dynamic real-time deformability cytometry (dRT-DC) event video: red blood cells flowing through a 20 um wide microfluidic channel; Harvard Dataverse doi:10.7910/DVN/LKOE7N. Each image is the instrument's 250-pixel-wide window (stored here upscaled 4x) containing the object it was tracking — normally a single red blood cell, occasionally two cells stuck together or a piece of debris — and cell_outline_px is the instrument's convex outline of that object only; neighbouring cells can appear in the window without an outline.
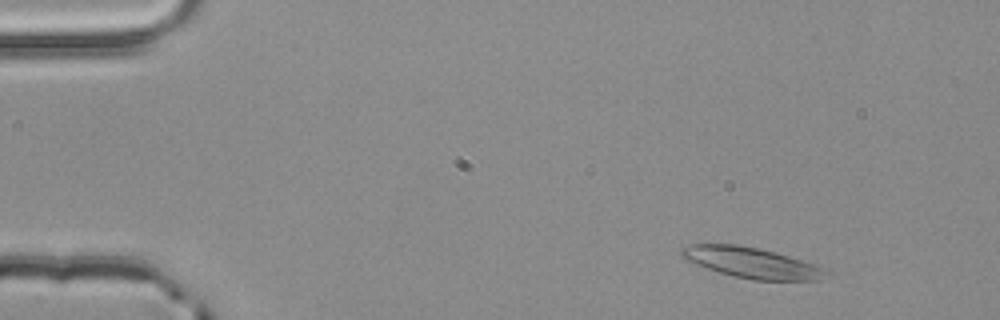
{"species": "common noctule bat (a hibernating species)", "species_latin": "Nyctalus noctula", "temperature_condition": "room temperature", "stored_images_in_passage": 52, "camera_frame_rate_fps": 3000, "um_per_image_px": 0.085, "animal": {"sex": "male", "body_mass_g": 20.4}, "frame": {"image": 1, "passage_image": 5, "time_ms": 1.333, "image_size_px": [1000, 320], "cell_outline_px": [[828, 276], [820, 280], [752, 280], [720, 272], [684, 260], [680, 256], [680, 248], [688, 244], [736, 244], [760, 248], [776, 252], [828, 268]], "centroid_in_image_um": [63.9, 22.32], "position_along_channel_um": 21.1, "area_um2": 26.01}}
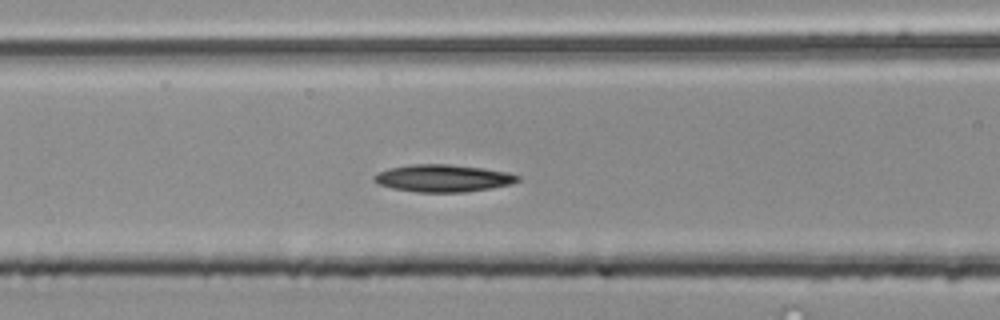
{"frame": {"image": 2, "passage_image": 21, "time_ms": 6.667, "image_size_px": [1000, 320], "cell_outline_px": [[520, 180], [512, 184], [492, 188], [464, 192], [416, 192], [392, 188], [380, 184], [372, 180], [372, 176], [376, 172], [388, 168], [408, 164], [448, 164], [484, 168], [508, 172], [520, 176]], "centroid_in_image_um": [37.64, 15.14], "position_along_channel_um": 129.0, "area_um2": 23.12}}
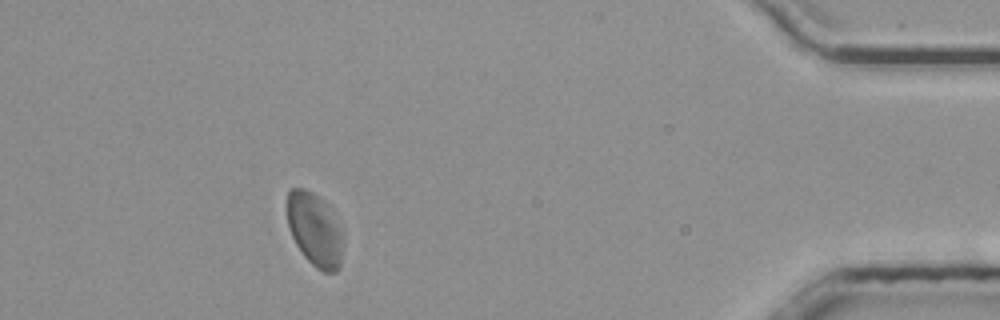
{"frame": {"image": 3, "passage_image": 47, "time_ms": 15.333, "image_size_px": [1000, 320], "cell_outline_px": [[340, 268], [336, 272], [324, 272], [316, 268], [304, 256], [296, 244], [288, 228], [288, 192], [292, 188], [304, 188], [312, 192], [324, 200], [332, 208], [340, 228]], "centroid_in_image_um": [26.74, 19.49], "position_along_channel_um": 408.5, "area_um2": 23.64}, "authors_computed_cell_mechanics": {"area_um2": 23.6402, "velocity_mm_per_s": 3.8875, "shape_relaxation_time_tau1_ms": 7.8999, "shape_relaxation_time_tau2_ms": 5.8085, "deformation_change_tau1": 0.163, "deformation_change_tau2": 0.1174}}